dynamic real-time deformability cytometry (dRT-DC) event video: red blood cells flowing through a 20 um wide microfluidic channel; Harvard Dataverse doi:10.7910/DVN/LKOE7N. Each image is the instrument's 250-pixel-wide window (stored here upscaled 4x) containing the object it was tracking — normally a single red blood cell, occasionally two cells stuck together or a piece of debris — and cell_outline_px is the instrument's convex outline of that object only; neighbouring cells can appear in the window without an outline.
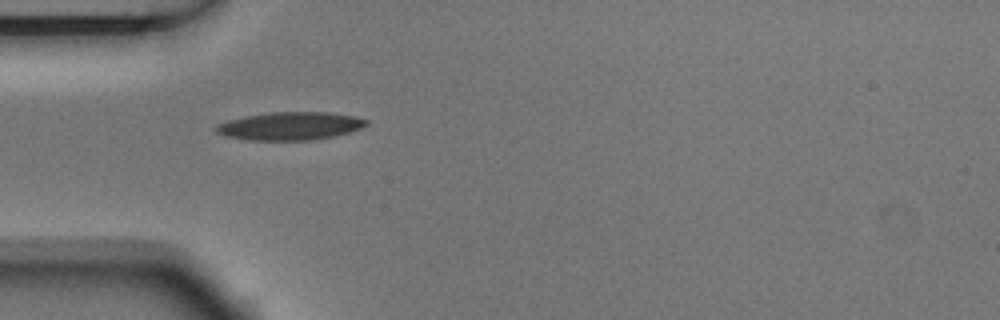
{"species": "Egyptian fruit bat (a non-hibernating species)", "species_latin": "Rousettus aegyptiacus", "temperature_condition": "room temperature", "stored_images_in_passage": 1, "camera_frame_rate_fps": 3000, "um_per_image_px": 0.085, "animal": {"sex": "male"}, "frame": {"image": 1, "passage_image": 1, "time_ms": 0.0, "image_size_px": [1000, 320], "cell_outline_px": [[368, 124], [360, 128], [348, 132], [332, 136], [312, 140], [248, 140], [224, 136], [216, 132], [212, 128], [216, 124], [228, 120], [244, 116], [268, 112], [328, 112], [356, 116], [368, 120]], "centroid_in_image_um": [24.6, 10.7], "position_along_channel_um": 60.4, "area_um2": 24.68}}